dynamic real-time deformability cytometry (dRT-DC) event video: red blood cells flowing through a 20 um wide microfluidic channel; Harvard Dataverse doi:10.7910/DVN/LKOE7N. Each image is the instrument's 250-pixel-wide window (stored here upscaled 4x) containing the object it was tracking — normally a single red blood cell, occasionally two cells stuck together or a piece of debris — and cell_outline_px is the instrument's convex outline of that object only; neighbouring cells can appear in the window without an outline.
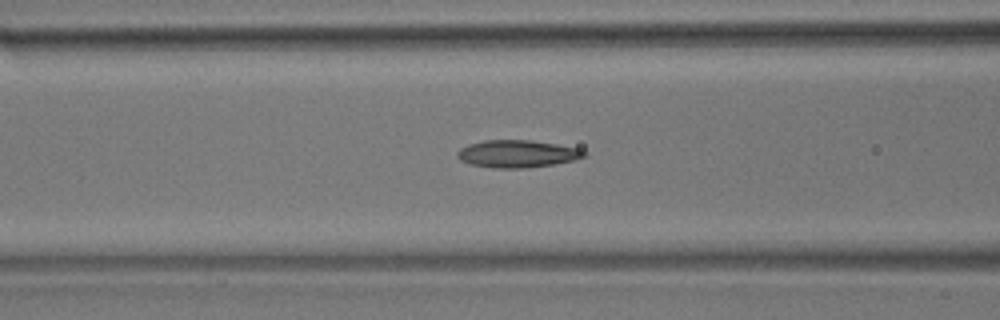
{"species": "common noctule bat (a hibernating species)", "species_latin": "Nyctalus noctula", "temperature_condition": "room temperature", "stored_images_in_passage": 41, "camera_frame_rate_fps": 3000, "um_per_image_px": 0.085, "animal": {"sex": "male", "body_mass_g": 17.9}, "frame": {"image": 1, "passage_image": 20, "time_ms": 6.333, "image_size_px": [1000, 320], "cell_outline_px": [[588, 156], [576, 160], [556, 164], [528, 168], [492, 168], [468, 164], [460, 160], [456, 156], [456, 152], [460, 148], [468, 144], [484, 140], [532, 140], [580, 148], [588, 152]], "centroid_in_image_um": [44.0, 13.08], "position_along_channel_um": 122.6, "area_um2": 20.75}}
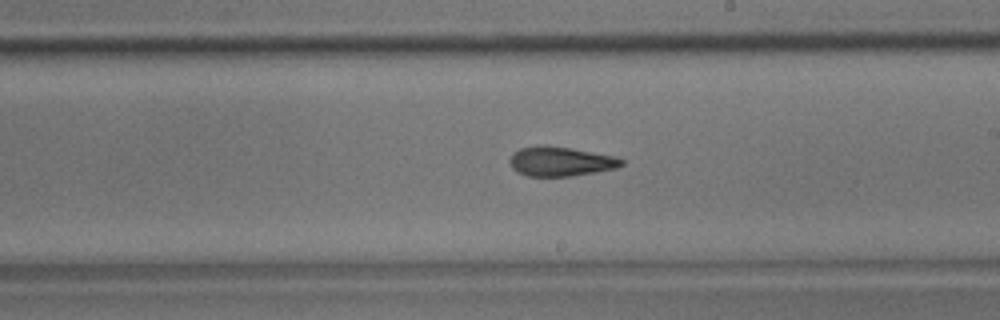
{"frame": {"image": 2, "passage_image": 29, "time_ms": 9.333, "image_size_px": [1000, 320], "cell_outline_px": [[624, 164], [616, 168], [596, 172], [572, 176], [528, 176], [516, 172], [512, 168], [508, 160], [512, 152], [520, 148], [544, 144], [616, 156], [624, 160]], "centroid_in_image_um": [47.61, 13.72], "position_along_channel_um": 241.4, "area_um2": 19.36}}
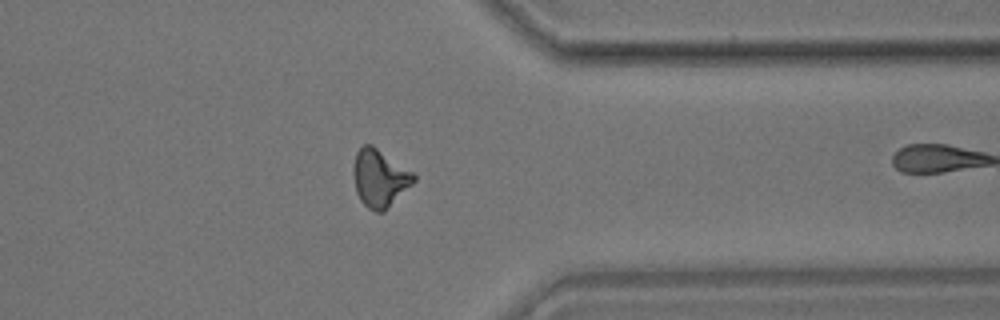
{"frame": {"image": 3, "passage_image": 40, "time_ms": 13.0, "image_size_px": [1000, 320], "cell_outline_px": [[416, 180], [384, 212], [376, 212], [368, 208], [360, 200], [356, 192], [352, 176], [352, 168], [356, 152], [364, 144], [372, 144], [412, 172], [416, 176]], "centroid_in_image_um": [32.23, 15.15], "position_along_channel_um": 379.2, "area_um2": 20.29}}